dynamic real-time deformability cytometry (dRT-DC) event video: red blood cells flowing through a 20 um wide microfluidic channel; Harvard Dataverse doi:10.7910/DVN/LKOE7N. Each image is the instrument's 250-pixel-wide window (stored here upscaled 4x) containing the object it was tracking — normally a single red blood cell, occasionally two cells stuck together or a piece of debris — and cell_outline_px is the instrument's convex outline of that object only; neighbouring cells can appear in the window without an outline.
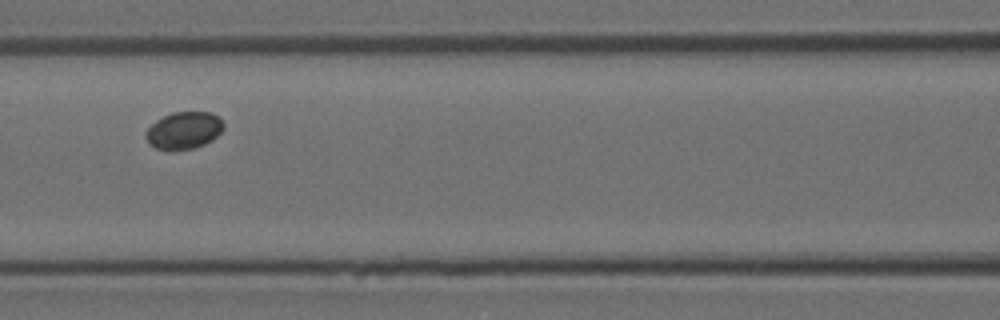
{"species": "Egyptian fruit bat (a non-hibernating species)", "species_latin": "Rousettus aegyptiacus", "temperature_condition": "room temperature", "stored_images_in_passage": 5, "camera_frame_rate_fps": 3000, "um_per_image_px": 0.085, "animal": {"sex": "female"}, "frame": {"image": 1, "passage_image": 3, "time_ms": 0.667, "image_size_px": [1000, 320], "cell_outline_px": [[224, 128], [212, 140], [204, 144], [192, 148], [156, 148], [148, 144], [144, 136], [148, 128], [156, 120], [172, 112], [212, 112], [220, 116], [224, 124]], "centroid_in_image_um": [15.65, 11.04], "position_along_channel_um": 151.0, "area_um2": 16.65}}
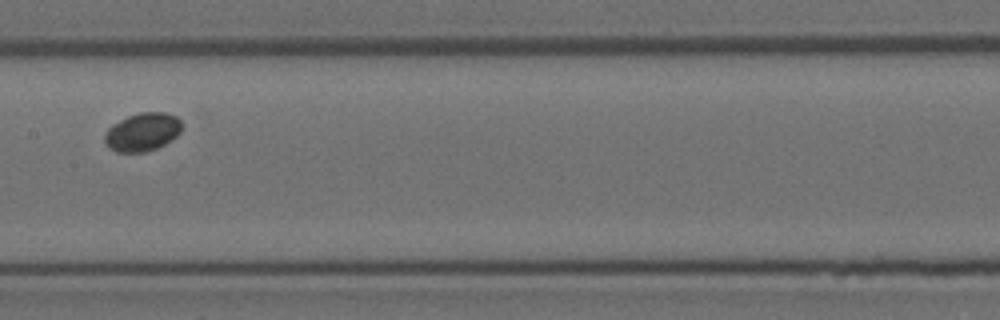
{"frame": {"image": 2, "passage_image": 4, "time_ms": 1.0, "image_size_px": [1000, 320], "cell_outline_px": [[180, 132], [172, 140], [156, 148], [144, 152], [116, 152], [108, 148], [104, 140], [104, 136], [108, 128], [112, 124], [128, 116], [140, 112], [164, 112], [176, 116], [180, 120]], "centroid_in_image_um": [12.08, 11.22], "position_along_channel_um": 195.3, "area_um2": 17.17}}
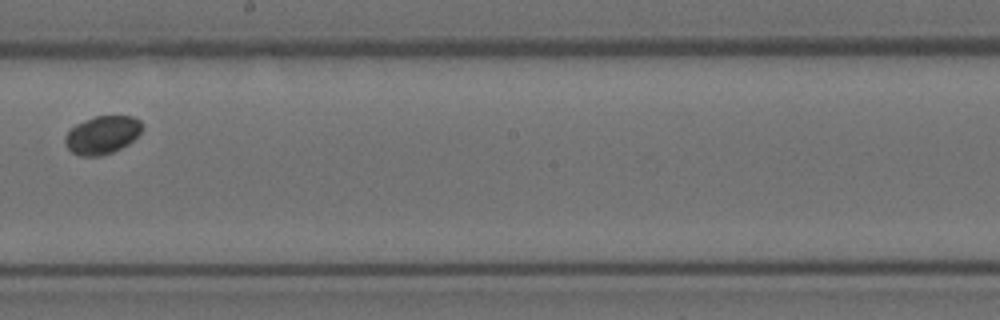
{"frame": {"image": 3, "passage_image": 5, "time_ms": 1.333, "image_size_px": [1000, 320], "cell_outline_px": [[144, 128], [128, 144], [112, 152], [100, 156], [80, 156], [72, 152], [68, 148], [64, 140], [64, 136], [76, 124], [96, 116], [132, 116], [140, 120], [144, 124]], "centroid_in_image_um": [8.71, 11.46], "position_along_channel_um": 239.5, "area_um2": 16.99}}